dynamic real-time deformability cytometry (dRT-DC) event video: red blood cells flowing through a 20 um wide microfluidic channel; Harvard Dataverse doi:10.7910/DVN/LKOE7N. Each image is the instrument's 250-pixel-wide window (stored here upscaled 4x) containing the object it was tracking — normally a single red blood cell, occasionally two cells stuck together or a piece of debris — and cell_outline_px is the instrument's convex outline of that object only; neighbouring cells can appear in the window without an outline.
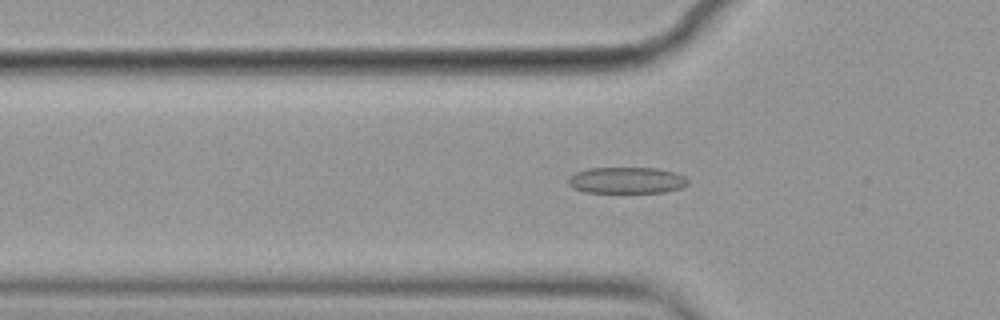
{"species": "common noctule bat (a hibernating species)", "species_latin": "Nyctalus noctula", "temperature_condition": "cold", "stored_images_in_passage": 56, "camera_frame_rate_fps": 3000, "um_per_image_px": 0.085, "animal": {"sex": "female", "body_mass_g": 19.9}, "frame": {"image": 1, "passage_image": 18, "time_ms": 5.667, "image_size_px": [1000, 320], "cell_outline_px": [[688, 184], [680, 188], [664, 192], [584, 192], [572, 188], [568, 184], [568, 176], [576, 172], [588, 168], [656, 168], [676, 172], [684, 176], [688, 180]], "centroid_in_image_um": [53.24, 15.32], "position_along_channel_um": 72.6, "area_um2": 18.44}}
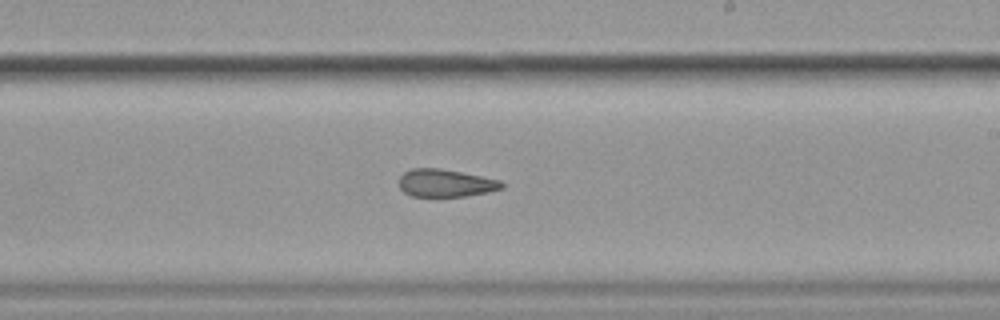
{"frame": {"image": 2, "passage_image": 33, "time_ms": 10.667, "image_size_px": [1000, 320], "cell_outline_px": [[504, 188], [488, 192], [464, 196], [412, 196], [404, 192], [400, 188], [400, 176], [404, 172], [412, 168], [440, 168], [500, 180], [504, 184]], "centroid_in_image_um": [37.87, 15.56], "position_along_channel_um": 251.1, "area_um2": 16.42}}
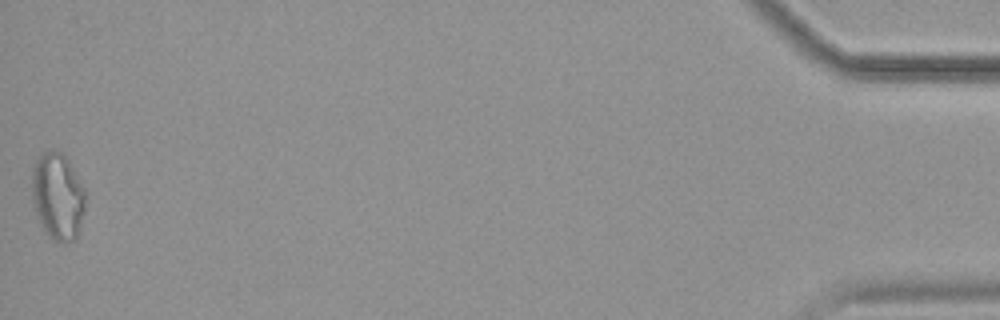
{"frame": {"image": 3, "passage_image": 56, "time_ms": 18.333, "image_size_px": [1000, 320], "cell_outline_px": [[84, 212], [76, 236], [68, 244], [60, 244], [52, 240], [40, 224], [36, 216], [32, 200], [32, 168], [36, 156], [44, 152], [64, 152], [84, 188]], "centroid_in_image_um": [4.88, 16.7], "position_along_channel_um": 430.3, "area_um2": 27.28}, "authors_computed_cell_mechanics": {"area_um2": 19.363, "velocity_mm_per_s": 3.5684, "shape_relaxation_time_tau1_ms": null, "shape_relaxation_time_tau2_ms": 3.2349, "deformation_change_tau1": null, "deformation_change_tau2": 0.1143}}